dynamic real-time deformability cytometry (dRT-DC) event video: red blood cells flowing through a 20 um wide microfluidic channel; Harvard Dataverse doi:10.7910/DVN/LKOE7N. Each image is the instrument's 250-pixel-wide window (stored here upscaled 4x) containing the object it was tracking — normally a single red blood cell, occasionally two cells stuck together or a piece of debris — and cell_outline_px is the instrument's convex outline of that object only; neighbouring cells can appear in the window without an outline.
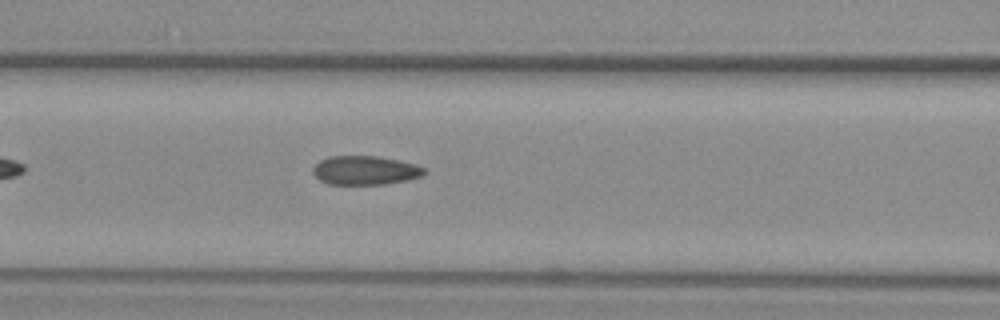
{"species": "common noctule bat (a hibernating species)", "species_latin": "Nyctalus noctula", "temperature_condition": "warm", "stored_images_in_passage": 39, "camera_frame_rate_fps": 3000, "um_per_image_px": 0.085, "animal": {"sex": "female", "body_mass_g": 29.2, "forearm_length_mm": 56.3}, "frame": {"image": 1, "passage_image": 10, "time_ms": 3.0, "image_size_px": [1000, 320], "cell_outline_px": [[428, 172], [424, 176], [408, 180], [384, 184], [328, 184], [320, 180], [312, 172], [312, 168], [320, 160], [328, 156], [376, 156], [416, 164], [424, 168]], "centroid_in_image_um": [31.06, 14.48], "position_along_channel_um": 135.5, "area_um2": 18.84}}
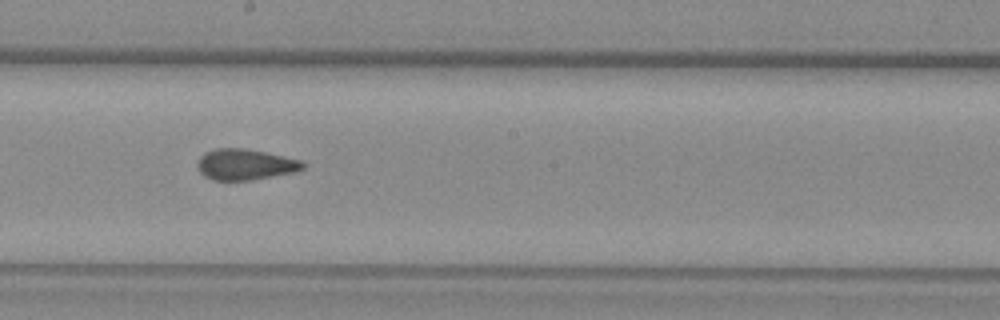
{"frame": {"image": 2, "passage_image": 17, "time_ms": 5.333, "image_size_px": [1000, 320], "cell_outline_px": [[304, 168], [292, 172], [252, 180], [212, 180], [204, 176], [200, 172], [196, 164], [200, 156], [204, 152], [216, 148], [244, 148], [304, 160]], "centroid_in_image_um": [20.81, 13.97], "position_along_channel_um": 227.4, "area_um2": 19.02}}
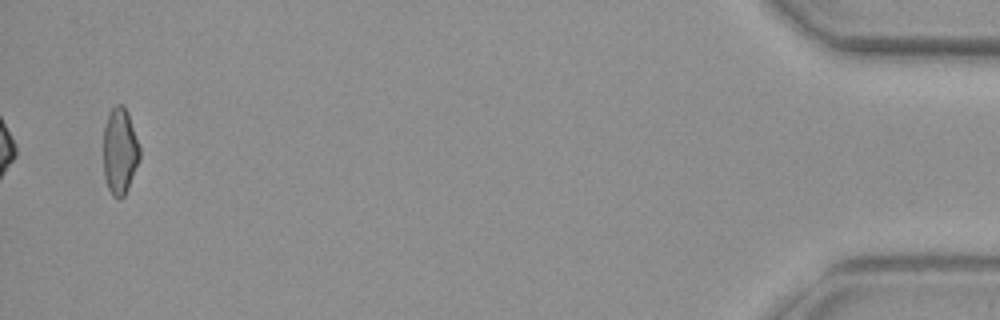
{"frame": {"image": 3, "passage_image": 39, "time_ms": 12.667, "image_size_px": [1000, 320], "cell_outline_px": [[140, 160], [128, 188], [124, 196], [120, 200], [112, 196], [108, 188], [104, 176], [104, 128], [108, 112], [116, 104], [124, 104], [128, 112], [140, 148]], "centroid_in_image_um": [10.19, 12.84], "position_along_channel_um": 425.0, "area_um2": 18.5}, "authors_computed_cell_mechanics": {"area_um2": 19.074, "velocity_mm_per_s": 3.9393, "shape_relaxation_time_tau1_ms": null, "shape_relaxation_time_tau2_ms": 1.2889, "deformation_change_tau1": null, "deformation_change_tau2": 0.0591}}